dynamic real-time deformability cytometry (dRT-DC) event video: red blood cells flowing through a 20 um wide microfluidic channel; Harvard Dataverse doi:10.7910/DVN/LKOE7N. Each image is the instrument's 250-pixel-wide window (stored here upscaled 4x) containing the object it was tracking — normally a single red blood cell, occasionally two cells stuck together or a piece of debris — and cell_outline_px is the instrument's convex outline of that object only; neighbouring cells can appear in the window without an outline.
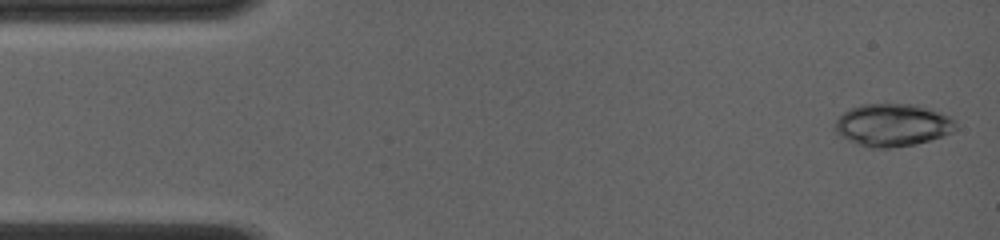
{"species": "common noctule bat (a hibernating species)", "species_latin": "Nyctalus noctula", "temperature_condition": "room temperature", "stored_images_in_passage": 7, "camera_frame_rate_fps": 4000, "um_per_image_px": 0.085, "animal": {"sex": "female", "body_mass_g": 19.0, "forearm_length_mm": 56.7}, "frame": {"image": 1, "passage_image": 1, "time_ms": 0.0, "image_size_px": [1000, 240], "cell_outline_px": [[956, 128], [952, 132], [944, 136], [916, 144], [888, 148], [868, 148], [848, 140], [840, 136], [832, 128], [836, 120], [844, 112], [860, 104], [916, 104], [952, 116], [956, 124]], "centroid_in_image_um": [75.87, 10.63], "position_along_channel_um": 9.1, "area_um2": 30.23}}
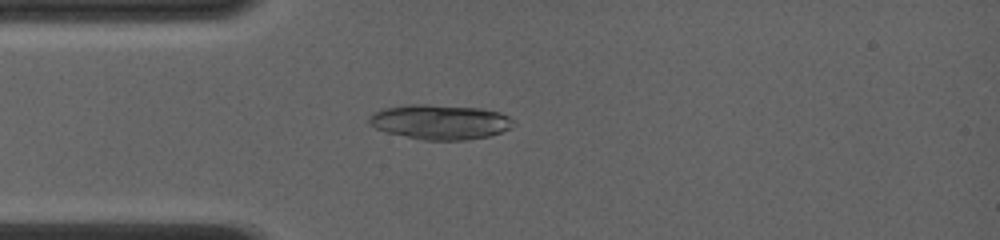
{"frame": {"image": 2, "passage_image": 7, "time_ms": 3.5, "image_size_px": [1000, 240], "cell_outline_px": [[516, 124], [512, 128], [488, 136], [468, 140], [424, 140], [384, 132], [376, 128], [368, 120], [368, 116], [372, 112], [384, 108], [408, 104], [428, 104], [480, 108], [500, 112], [508, 116]], "centroid_in_image_um": [37.4, 10.36], "position_along_channel_um": 47.6, "area_um2": 29.48}}